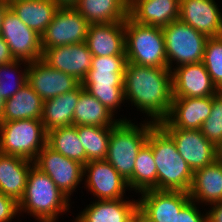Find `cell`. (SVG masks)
<instances>
[{
  "mask_svg": "<svg viewBox=\"0 0 222 222\" xmlns=\"http://www.w3.org/2000/svg\"><path fill=\"white\" fill-rule=\"evenodd\" d=\"M123 89L128 107H136L145 121L158 124L167 118L172 103V71L169 68L127 62Z\"/></svg>",
  "mask_w": 222,
  "mask_h": 222,
  "instance_id": "6da1fadb",
  "label": "cell"
},
{
  "mask_svg": "<svg viewBox=\"0 0 222 222\" xmlns=\"http://www.w3.org/2000/svg\"><path fill=\"white\" fill-rule=\"evenodd\" d=\"M71 204L52 179L33 164L24 195L18 203L19 216L25 213L37 222H57L59 216L71 211Z\"/></svg>",
  "mask_w": 222,
  "mask_h": 222,
  "instance_id": "7a4b0ae2",
  "label": "cell"
},
{
  "mask_svg": "<svg viewBox=\"0 0 222 222\" xmlns=\"http://www.w3.org/2000/svg\"><path fill=\"white\" fill-rule=\"evenodd\" d=\"M126 64V56L93 57L91 69L81 82L82 87L116 117L126 103L123 89Z\"/></svg>",
  "mask_w": 222,
  "mask_h": 222,
  "instance_id": "3957f363",
  "label": "cell"
},
{
  "mask_svg": "<svg viewBox=\"0 0 222 222\" xmlns=\"http://www.w3.org/2000/svg\"><path fill=\"white\" fill-rule=\"evenodd\" d=\"M147 142L152 147L157 167V190L189 193L193 171L177 151L174 140L156 124L150 130Z\"/></svg>",
  "mask_w": 222,
  "mask_h": 222,
  "instance_id": "277c9868",
  "label": "cell"
},
{
  "mask_svg": "<svg viewBox=\"0 0 222 222\" xmlns=\"http://www.w3.org/2000/svg\"><path fill=\"white\" fill-rule=\"evenodd\" d=\"M119 120L111 130L106 160L127 182L133 175L139 150L147 142L150 130L156 125L145 121ZM136 123V124H135Z\"/></svg>",
  "mask_w": 222,
  "mask_h": 222,
  "instance_id": "5b68a950",
  "label": "cell"
},
{
  "mask_svg": "<svg viewBox=\"0 0 222 222\" xmlns=\"http://www.w3.org/2000/svg\"><path fill=\"white\" fill-rule=\"evenodd\" d=\"M125 54L127 62L147 67L167 68L162 27L125 20Z\"/></svg>",
  "mask_w": 222,
  "mask_h": 222,
  "instance_id": "8992f818",
  "label": "cell"
},
{
  "mask_svg": "<svg viewBox=\"0 0 222 222\" xmlns=\"http://www.w3.org/2000/svg\"><path fill=\"white\" fill-rule=\"evenodd\" d=\"M47 144V131L41 119L0 122V153L30 161Z\"/></svg>",
  "mask_w": 222,
  "mask_h": 222,
  "instance_id": "52a82bcc",
  "label": "cell"
},
{
  "mask_svg": "<svg viewBox=\"0 0 222 222\" xmlns=\"http://www.w3.org/2000/svg\"><path fill=\"white\" fill-rule=\"evenodd\" d=\"M167 68L171 71L184 64L202 62L208 37L180 19L162 27ZM175 65V66H174Z\"/></svg>",
  "mask_w": 222,
  "mask_h": 222,
  "instance_id": "ba28073f",
  "label": "cell"
},
{
  "mask_svg": "<svg viewBox=\"0 0 222 222\" xmlns=\"http://www.w3.org/2000/svg\"><path fill=\"white\" fill-rule=\"evenodd\" d=\"M34 165L46 173L57 188L70 200L78 186L81 189L83 183L84 166L59 152L50 148L47 144L38 153Z\"/></svg>",
  "mask_w": 222,
  "mask_h": 222,
  "instance_id": "9c48e42d",
  "label": "cell"
},
{
  "mask_svg": "<svg viewBox=\"0 0 222 222\" xmlns=\"http://www.w3.org/2000/svg\"><path fill=\"white\" fill-rule=\"evenodd\" d=\"M88 26L87 20L74 7H59L41 35L42 51L85 42Z\"/></svg>",
  "mask_w": 222,
  "mask_h": 222,
  "instance_id": "30bf717a",
  "label": "cell"
},
{
  "mask_svg": "<svg viewBox=\"0 0 222 222\" xmlns=\"http://www.w3.org/2000/svg\"><path fill=\"white\" fill-rule=\"evenodd\" d=\"M0 35L15 60L30 63L41 59V36L26 26L10 8L3 17Z\"/></svg>",
  "mask_w": 222,
  "mask_h": 222,
  "instance_id": "8fae6325",
  "label": "cell"
},
{
  "mask_svg": "<svg viewBox=\"0 0 222 222\" xmlns=\"http://www.w3.org/2000/svg\"><path fill=\"white\" fill-rule=\"evenodd\" d=\"M84 186L94 200H115L128 197L129 187L124 178L105 160L89 161L84 165ZM127 189V190H126Z\"/></svg>",
  "mask_w": 222,
  "mask_h": 222,
  "instance_id": "7c38bea8",
  "label": "cell"
},
{
  "mask_svg": "<svg viewBox=\"0 0 222 222\" xmlns=\"http://www.w3.org/2000/svg\"><path fill=\"white\" fill-rule=\"evenodd\" d=\"M175 142L177 151L193 173L216 160V146L200 129L162 128Z\"/></svg>",
  "mask_w": 222,
  "mask_h": 222,
  "instance_id": "4fadbf2b",
  "label": "cell"
},
{
  "mask_svg": "<svg viewBox=\"0 0 222 222\" xmlns=\"http://www.w3.org/2000/svg\"><path fill=\"white\" fill-rule=\"evenodd\" d=\"M27 83L43 101L75 90L81 85L76 77L48 66L41 59L29 63Z\"/></svg>",
  "mask_w": 222,
  "mask_h": 222,
  "instance_id": "5bb4252c",
  "label": "cell"
},
{
  "mask_svg": "<svg viewBox=\"0 0 222 222\" xmlns=\"http://www.w3.org/2000/svg\"><path fill=\"white\" fill-rule=\"evenodd\" d=\"M212 109V96L172 97L167 118L158 123L161 128L201 129Z\"/></svg>",
  "mask_w": 222,
  "mask_h": 222,
  "instance_id": "9a60e30c",
  "label": "cell"
},
{
  "mask_svg": "<svg viewBox=\"0 0 222 222\" xmlns=\"http://www.w3.org/2000/svg\"><path fill=\"white\" fill-rule=\"evenodd\" d=\"M92 54L86 42L46 48L41 60L48 66L76 77L80 82L91 69Z\"/></svg>",
  "mask_w": 222,
  "mask_h": 222,
  "instance_id": "2e32d148",
  "label": "cell"
},
{
  "mask_svg": "<svg viewBox=\"0 0 222 222\" xmlns=\"http://www.w3.org/2000/svg\"><path fill=\"white\" fill-rule=\"evenodd\" d=\"M139 195L138 206L155 222H175L176 215L191 200L183 191L151 189Z\"/></svg>",
  "mask_w": 222,
  "mask_h": 222,
  "instance_id": "e0dca14e",
  "label": "cell"
},
{
  "mask_svg": "<svg viewBox=\"0 0 222 222\" xmlns=\"http://www.w3.org/2000/svg\"><path fill=\"white\" fill-rule=\"evenodd\" d=\"M218 91L203 62L180 65L172 70V97H208Z\"/></svg>",
  "mask_w": 222,
  "mask_h": 222,
  "instance_id": "ac0fdd59",
  "label": "cell"
},
{
  "mask_svg": "<svg viewBox=\"0 0 222 222\" xmlns=\"http://www.w3.org/2000/svg\"><path fill=\"white\" fill-rule=\"evenodd\" d=\"M215 0H180L179 19L207 37L222 36V10Z\"/></svg>",
  "mask_w": 222,
  "mask_h": 222,
  "instance_id": "d6986e66",
  "label": "cell"
},
{
  "mask_svg": "<svg viewBox=\"0 0 222 222\" xmlns=\"http://www.w3.org/2000/svg\"><path fill=\"white\" fill-rule=\"evenodd\" d=\"M85 42L93 57L126 56L125 22L89 24Z\"/></svg>",
  "mask_w": 222,
  "mask_h": 222,
  "instance_id": "ffe728a7",
  "label": "cell"
},
{
  "mask_svg": "<svg viewBox=\"0 0 222 222\" xmlns=\"http://www.w3.org/2000/svg\"><path fill=\"white\" fill-rule=\"evenodd\" d=\"M180 0H129V16L137 23L164 27L179 19Z\"/></svg>",
  "mask_w": 222,
  "mask_h": 222,
  "instance_id": "44dd1931",
  "label": "cell"
},
{
  "mask_svg": "<svg viewBox=\"0 0 222 222\" xmlns=\"http://www.w3.org/2000/svg\"><path fill=\"white\" fill-rule=\"evenodd\" d=\"M189 196L204 208L222 202V161L215 160L193 173Z\"/></svg>",
  "mask_w": 222,
  "mask_h": 222,
  "instance_id": "7402d4cb",
  "label": "cell"
},
{
  "mask_svg": "<svg viewBox=\"0 0 222 222\" xmlns=\"http://www.w3.org/2000/svg\"><path fill=\"white\" fill-rule=\"evenodd\" d=\"M33 164V161L0 153V191L19 203Z\"/></svg>",
  "mask_w": 222,
  "mask_h": 222,
  "instance_id": "603a6c76",
  "label": "cell"
},
{
  "mask_svg": "<svg viewBox=\"0 0 222 222\" xmlns=\"http://www.w3.org/2000/svg\"><path fill=\"white\" fill-rule=\"evenodd\" d=\"M138 205V199L93 200L78 212L72 222H123Z\"/></svg>",
  "mask_w": 222,
  "mask_h": 222,
  "instance_id": "cb8c5ba5",
  "label": "cell"
},
{
  "mask_svg": "<svg viewBox=\"0 0 222 222\" xmlns=\"http://www.w3.org/2000/svg\"><path fill=\"white\" fill-rule=\"evenodd\" d=\"M119 120H131L127 117H115L103 104L79 86V100L73 114L75 126L113 127Z\"/></svg>",
  "mask_w": 222,
  "mask_h": 222,
  "instance_id": "d4e9b609",
  "label": "cell"
},
{
  "mask_svg": "<svg viewBox=\"0 0 222 222\" xmlns=\"http://www.w3.org/2000/svg\"><path fill=\"white\" fill-rule=\"evenodd\" d=\"M9 8L40 36L52 22L59 5L54 0H7Z\"/></svg>",
  "mask_w": 222,
  "mask_h": 222,
  "instance_id": "484cf974",
  "label": "cell"
},
{
  "mask_svg": "<svg viewBox=\"0 0 222 222\" xmlns=\"http://www.w3.org/2000/svg\"><path fill=\"white\" fill-rule=\"evenodd\" d=\"M89 24L125 22L129 0H78L73 6Z\"/></svg>",
  "mask_w": 222,
  "mask_h": 222,
  "instance_id": "4316f807",
  "label": "cell"
},
{
  "mask_svg": "<svg viewBox=\"0 0 222 222\" xmlns=\"http://www.w3.org/2000/svg\"><path fill=\"white\" fill-rule=\"evenodd\" d=\"M43 100L26 82L15 95L5 100L0 122L41 119Z\"/></svg>",
  "mask_w": 222,
  "mask_h": 222,
  "instance_id": "83f0119b",
  "label": "cell"
},
{
  "mask_svg": "<svg viewBox=\"0 0 222 222\" xmlns=\"http://www.w3.org/2000/svg\"><path fill=\"white\" fill-rule=\"evenodd\" d=\"M79 100V87L75 90L43 101L41 118L45 130L73 125V114Z\"/></svg>",
  "mask_w": 222,
  "mask_h": 222,
  "instance_id": "f1b7e54d",
  "label": "cell"
},
{
  "mask_svg": "<svg viewBox=\"0 0 222 222\" xmlns=\"http://www.w3.org/2000/svg\"><path fill=\"white\" fill-rule=\"evenodd\" d=\"M127 184L129 191H133L135 195L151 189L157 190V167L152 147L148 142L139 150L135 160L133 175L127 181Z\"/></svg>",
  "mask_w": 222,
  "mask_h": 222,
  "instance_id": "f546056e",
  "label": "cell"
},
{
  "mask_svg": "<svg viewBox=\"0 0 222 222\" xmlns=\"http://www.w3.org/2000/svg\"><path fill=\"white\" fill-rule=\"evenodd\" d=\"M47 145L71 160L86 164V154L77 134V126H65L47 132Z\"/></svg>",
  "mask_w": 222,
  "mask_h": 222,
  "instance_id": "4dcf8cb0",
  "label": "cell"
},
{
  "mask_svg": "<svg viewBox=\"0 0 222 222\" xmlns=\"http://www.w3.org/2000/svg\"><path fill=\"white\" fill-rule=\"evenodd\" d=\"M112 127L77 126V134L86 154V163L105 160Z\"/></svg>",
  "mask_w": 222,
  "mask_h": 222,
  "instance_id": "1f68e13d",
  "label": "cell"
},
{
  "mask_svg": "<svg viewBox=\"0 0 222 222\" xmlns=\"http://www.w3.org/2000/svg\"><path fill=\"white\" fill-rule=\"evenodd\" d=\"M28 66V62L20 60L0 65V94L4 100L15 95L27 82Z\"/></svg>",
  "mask_w": 222,
  "mask_h": 222,
  "instance_id": "d6a6232c",
  "label": "cell"
},
{
  "mask_svg": "<svg viewBox=\"0 0 222 222\" xmlns=\"http://www.w3.org/2000/svg\"><path fill=\"white\" fill-rule=\"evenodd\" d=\"M211 77L213 84L222 90V36L208 37L202 61Z\"/></svg>",
  "mask_w": 222,
  "mask_h": 222,
  "instance_id": "836d02e7",
  "label": "cell"
},
{
  "mask_svg": "<svg viewBox=\"0 0 222 222\" xmlns=\"http://www.w3.org/2000/svg\"><path fill=\"white\" fill-rule=\"evenodd\" d=\"M200 130L215 146L222 141V90L212 96L211 113Z\"/></svg>",
  "mask_w": 222,
  "mask_h": 222,
  "instance_id": "e575fe53",
  "label": "cell"
},
{
  "mask_svg": "<svg viewBox=\"0 0 222 222\" xmlns=\"http://www.w3.org/2000/svg\"><path fill=\"white\" fill-rule=\"evenodd\" d=\"M200 207L202 206L190 200L176 215L175 222H207L206 208L203 211Z\"/></svg>",
  "mask_w": 222,
  "mask_h": 222,
  "instance_id": "d590c367",
  "label": "cell"
},
{
  "mask_svg": "<svg viewBox=\"0 0 222 222\" xmlns=\"http://www.w3.org/2000/svg\"><path fill=\"white\" fill-rule=\"evenodd\" d=\"M18 215V203L0 191V222H12L19 217Z\"/></svg>",
  "mask_w": 222,
  "mask_h": 222,
  "instance_id": "8d00e7d4",
  "label": "cell"
},
{
  "mask_svg": "<svg viewBox=\"0 0 222 222\" xmlns=\"http://www.w3.org/2000/svg\"><path fill=\"white\" fill-rule=\"evenodd\" d=\"M207 209V222H222V202L211 204Z\"/></svg>",
  "mask_w": 222,
  "mask_h": 222,
  "instance_id": "74e56055",
  "label": "cell"
},
{
  "mask_svg": "<svg viewBox=\"0 0 222 222\" xmlns=\"http://www.w3.org/2000/svg\"><path fill=\"white\" fill-rule=\"evenodd\" d=\"M15 60L10 53L8 44L0 35V65L12 62Z\"/></svg>",
  "mask_w": 222,
  "mask_h": 222,
  "instance_id": "f35d334b",
  "label": "cell"
},
{
  "mask_svg": "<svg viewBox=\"0 0 222 222\" xmlns=\"http://www.w3.org/2000/svg\"><path fill=\"white\" fill-rule=\"evenodd\" d=\"M123 222H142V209L137 205Z\"/></svg>",
  "mask_w": 222,
  "mask_h": 222,
  "instance_id": "ab89813d",
  "label": "cell"
},
{
  "mask_svg": "<svg viewBox=\"0 0 222 222\" xmlns=\"http://www.w3.org/2000/svg\"><path fill=\"white\" fill-rule=\"evenodd\" d=\"M9 9V4L7 0H0V32L2 27L3 17L5 12Z\"/></svg>",
  "mask_w": 222,
  "mask_h": 222,
  "instance_id": "60d3db41",
  "label": "cell"
},
{
  "mask_svg": "<svg viewBox=\"0 0 222 222\" xmlns=\"http://www.w3.org/2000/svg\"><path fill=\"white\" fill-rule=\"evenodd\" d=\"M59 7H73L78 0H54Z\"/></svg>",
  "mask_w": 222,
  "mask_h": 222,
  "instance_id": "b9f144b4",
  "label": "cell"
},
{
  "mask_svg": "<svg viewBox=\"0 0 222 222\" xmlns=\"http://www.w3.org/2000/svg\"><path fill=\"white\" fill-rule=\"evenodd\" d=\"M216 160L222 161V141L216 146Z\"/></svg>",
  "mask_w": 222,
  "mask_h": 222,
  "instance_id": "7bdbcfd3",
  "label": "cell"
},
{
  "mask_svg": "<svg viewBox=\"0 0 222 222\" xmlns=\"http://www.w3.org/2000/svg\"><path fill=\"white\" fill-rule=\"evenodd\" d=\"M142 222H155L151 220L142 210Z\"/></svg>",
  "mask_w": 222,
  "mask_h": 222,
  "instance_id": "ee69618b",
  "label": "cell"
},
{
  "mask_svg": "<svg viewBox=\"0 0 222 222\" xmlns=\"http://www.w3.org/2000/svg\"><path fill=\"white\" fill-rule=\"evenodd\" d=\"M4 103H5V100H4V98H2V96L0 94V117H1V114L3 111Z\"/></svg>",
  "mask_w": 222,
  "mask_h": 222,
  "instance_id": "f6af8a7d",
  "label": "cell"
}]
</instances>
